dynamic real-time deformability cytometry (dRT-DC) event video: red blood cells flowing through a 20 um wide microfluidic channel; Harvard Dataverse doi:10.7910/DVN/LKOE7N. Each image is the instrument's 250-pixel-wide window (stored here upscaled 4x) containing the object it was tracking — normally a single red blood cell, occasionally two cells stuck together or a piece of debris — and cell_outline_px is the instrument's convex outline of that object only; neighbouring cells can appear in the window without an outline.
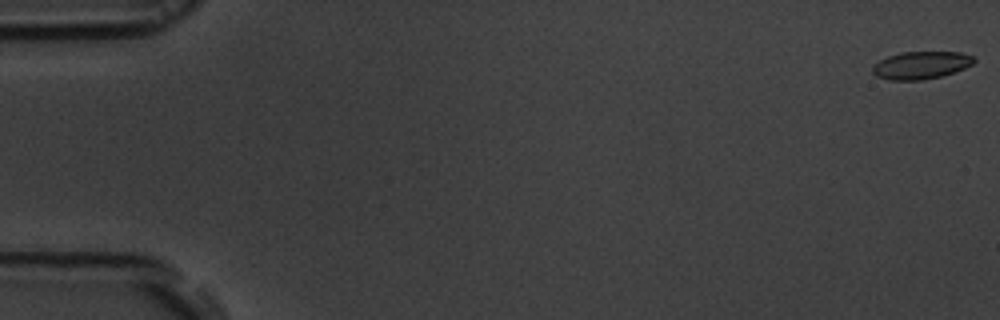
{"species": "common noctule bat (a hibernating species)", "species_latin": "Nyctalus noctula", "temperature_condition": "room temperature", "stored_images_in_passage": 10, "camera_frame_rate_fps": 3000, "um_per_image_px": 0.085, "animal": {"sex": "male", "body_mass_g": 19.5, "forearm_length_mm": 54.6}, "frame": {"image": 1, "passage_image": 1, "time_ms": 0.0, "image_size_px": [1000, 320], "cell_outline_px": [[976, 60], [972, 64], [964, 68], [940, 76], [920, 80], [888, 80], [876, 76], [872, 72], [872, 64], [888, 56], [900, 52], [960, 52], [976, 56]], "centroid_in_image_um": [78.26, 5.53], "position_along_channel_um": 6.7, "area_um2": 16.36}}